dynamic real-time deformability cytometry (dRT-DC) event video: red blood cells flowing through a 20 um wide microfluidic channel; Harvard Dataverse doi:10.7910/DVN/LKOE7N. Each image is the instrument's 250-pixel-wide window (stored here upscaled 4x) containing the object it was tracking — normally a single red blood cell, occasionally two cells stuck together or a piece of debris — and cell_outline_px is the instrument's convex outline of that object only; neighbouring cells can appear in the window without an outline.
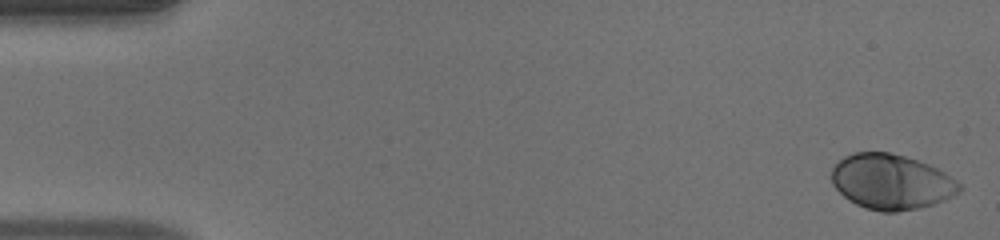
{"species": "human", "species_latin": "Homo sapiens", "temperature_condition": "warm", "stored_images_in_passage": 50, "camera_frame_rate_fps": 3000, "um_per_image_px": 0.085, "donor": {"sex": "male"}, "frame": {"image": 1, "passage_image": 1, "time_ms": 0.0, "image_size_px": [1000, 240], "cell_outline_px": [[964, 188], [960, 192], [944, 200], [920, 208], [896, 212], [880, 212], [864, 208], [848, 200], [832, 184], [832, 168], [844, 156], [852, 152], [888, 152], [904, 156], [928, 164], [944, 172], [956, 180]], "centroid_in_image_um": [75.76, 15.46], "position_along_channel_um": 9.2, "area_um2": 41.15}}
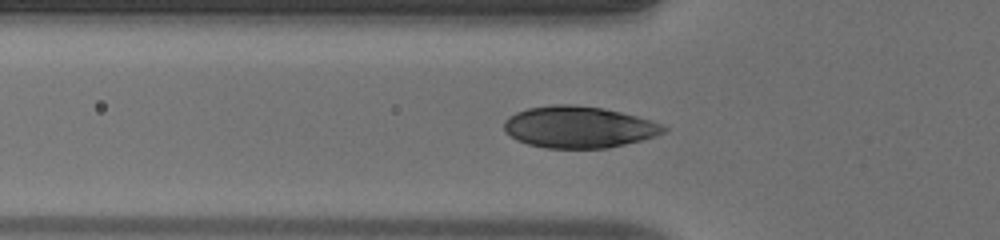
{"frame": {"image": 2, "passage_image": 17, "time_ms": 5.333, "image_size_px": [1000, 240], "cell_outline_px": [[668, 128], [664, 132], [656, 136], [608, 148], [544, 148], [528, 144], [516, 140], [504, 132], [504, 120], [508, 116], [516, 112], [528, 108], [552, 104], [572, 104], [604, 108], [652, 120], [664, 124]], "centroid_in_image_um": [49.17, 10.8], "position_along_channel_um": 76.6, "area_um2": 38.96}}
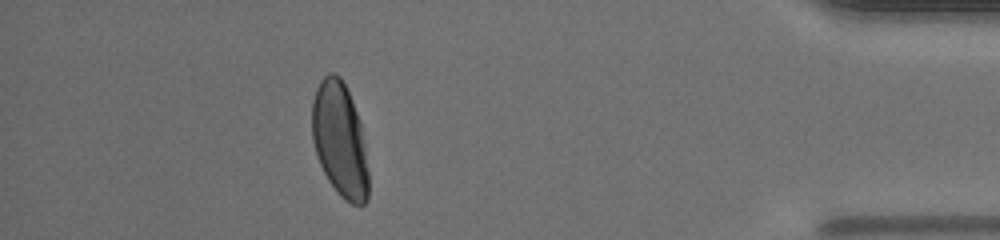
{"frame": {"image": 3, "passage_image": 45, "time_ms": 14.667, "image_size_px": [1000, 240], "cell_outline_px": [[368, 200], [364, 204], [352, 204], [344, 200], [340, 196], [328, 180], [320, 164], [312, 140], [312, 100], [316, 88], [320, 80], [328, 72], [332, 72], [340, 76], [352, 100], [360, 120], [364, 140], [368, 172]], "centroid_in_image_um": [28.88, 11.88], "position_along_channel_um": 406.3, "area_um2": 37.8}, "authors_computed_cell_mechanics": {"area_um2": 39.6797, "velocity_mm_per_s": 4.0401, "shape_relaxation_time_tau1_ms": 2.2766, "shape_relaxation_time_tau2_ms": null, "deformation_change_tau1": 0.1618, "deformation_change_tau2": null}}